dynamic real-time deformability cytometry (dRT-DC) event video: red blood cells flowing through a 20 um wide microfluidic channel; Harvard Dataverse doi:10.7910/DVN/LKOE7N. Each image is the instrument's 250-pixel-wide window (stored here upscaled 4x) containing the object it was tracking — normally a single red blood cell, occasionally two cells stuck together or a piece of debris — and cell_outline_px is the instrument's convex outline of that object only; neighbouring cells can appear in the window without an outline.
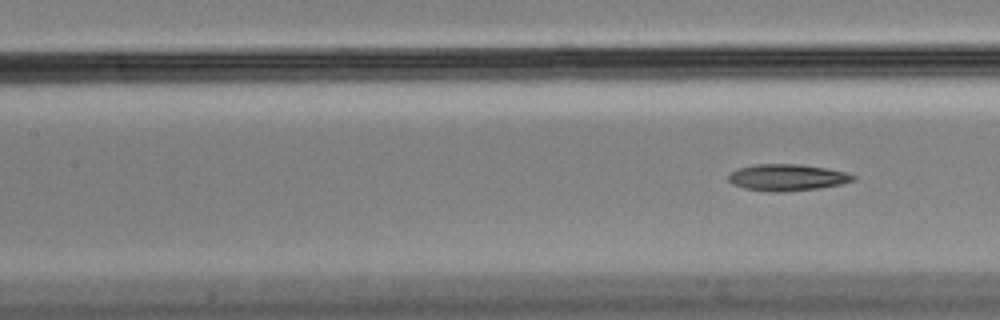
{"species": "Egyptian fruit bat (a non-hibernating species)", "species_latin": "Rousettus aegyptiacus", "temperature_condition": "cold", "stored_images_in_passage": 7, "camera_frame_rate_fps": 3000, "um_per_image_px": 0.085, "animal": {"sex": "male"}, "frame": {"image": 1, "passage_image": 7, "time_ms": 2.0, "image_size_px": [1000, 320], "cell_outline_px": [[856, 180], [840, 184], [820, 188], [784, 192], [776, 192], [744, 188], [732, 184], [728, 180], [728, 172], [736, 168], [752, 164], [800, 164], [828, 168], [844, 172], [856, 176]], "centroid_in_image_um": [66.87, 15.07], "position_along_channel_um": 140.5, "area_um2": 19.54}}